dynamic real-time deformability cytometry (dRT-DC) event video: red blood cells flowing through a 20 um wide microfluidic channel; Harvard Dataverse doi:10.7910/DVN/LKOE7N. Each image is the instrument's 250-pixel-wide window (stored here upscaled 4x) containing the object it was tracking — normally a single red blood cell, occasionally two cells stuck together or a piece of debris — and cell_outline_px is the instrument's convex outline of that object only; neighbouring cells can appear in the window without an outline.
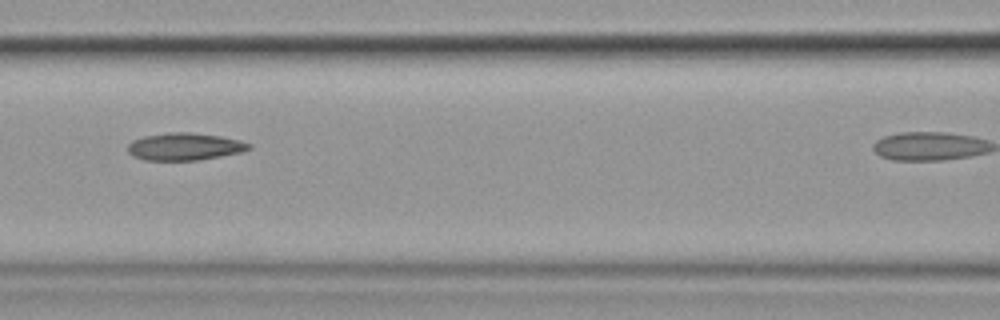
{"species": "common noctule bat (a hibernating species)", "species_latin": "Nyctalus noctula", "temperature_condition": "cold", "stored_images_in_passage": 7, "camera_frame_rate_fps": 3000, "um_per_image_px": 0.085, "animal": {"sex": "female", "body_mass_g": 19.9}, "frame": {"image": 1, "passage_image": 4, "time_ms": 3.333, "image_size_px": [1000, 320], "cell_outline_px": [[252, 148], [240, 152], [220, 156], [196, 160], [144, 160], [132, 156], [128, 152], [128, 144], [132, 140], [144, 136], [168, 132], [192, 132], [220, 136], [240, 140], [252, 144]], "centroid_in_image_um": [15.68, 12.45], "position_along_channel_um": 150.9, "area_um2": 19.36}}